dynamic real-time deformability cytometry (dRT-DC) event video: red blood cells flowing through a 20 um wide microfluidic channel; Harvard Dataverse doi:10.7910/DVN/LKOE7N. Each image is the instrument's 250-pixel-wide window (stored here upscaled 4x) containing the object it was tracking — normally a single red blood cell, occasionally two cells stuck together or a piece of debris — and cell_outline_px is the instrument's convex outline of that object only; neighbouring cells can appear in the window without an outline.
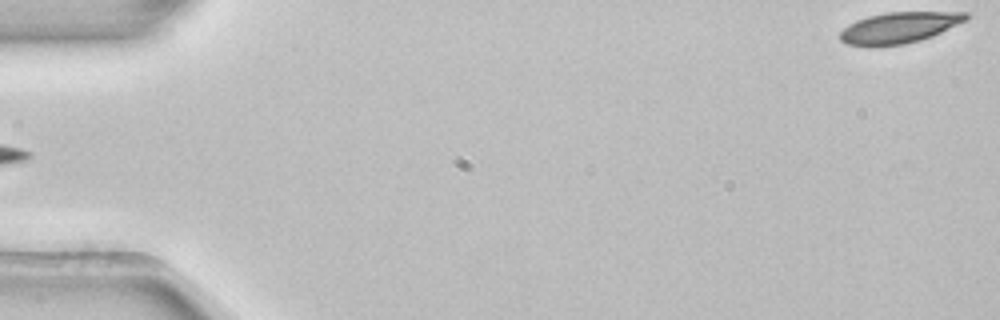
{"species": "common noctule bat (a hibernating species)", "species_latin": "Nyctalus noctula", "temperature_condition": "room temperature", "stored_images_in_passage": 4, "segment_of_instrument_passage": [2, 2], "camera_frame_rate_fps": 3000, "um_per_image_px": 0.085, "animal": {"sex": "female", "body_mass_g": 22.7, "forearm_length_mm": 54.2}, "frame": {"image": 1, "passage_image": 4, "time_ms": 1.0, "image_size_px": [1000, 320], "cell_outline_px": [[968, 20], [932, 36], [920, 40], [904, 44], [872, 48], [848, 44], [840, 40], [840, 32], [848, 24], [856, 20], [868, 16], [884, 12], [968, 12]], "centroid_in_image_um": [76.4, 2.36], "position_along_channel_um": 8.6, "area_um2": 23.12}}